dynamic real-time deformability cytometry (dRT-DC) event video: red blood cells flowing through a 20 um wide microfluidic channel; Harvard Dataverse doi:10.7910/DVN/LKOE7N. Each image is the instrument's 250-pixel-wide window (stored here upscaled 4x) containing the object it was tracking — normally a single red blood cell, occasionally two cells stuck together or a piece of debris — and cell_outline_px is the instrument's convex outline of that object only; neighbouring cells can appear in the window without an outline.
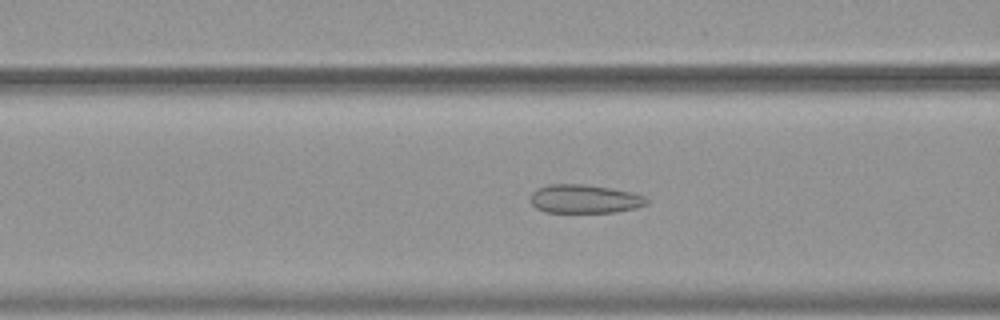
{"species": "common noctule bat (a hibernating species)", "species_latin": "Nyctalus noctula", "temperature_condition": "warm", "stored_images_in_passage": 53, "camera_frame_rate_fps": 3000, "um_per_image_px": 0.085, "animal": {"sex": "female", "body_mass_g": 19.9}, "frame": {"image": 1, "passage_image": 21, "time_ms": 6.667, "image_size_px": [1000, 320], "cell_outline_px": [[648, 204], [636, 208], [616, 212], [544, 212], [536, 208], [528, 200], [532, 192], [536, 188], [548, 184], [584, 184], [612, 188], [632, 192], [644, 196], [648, 200]], "centroid_in_image_um": [49.66, 16.9], "position_along_channel_um": 116.9, "area_um2": 19.65}}
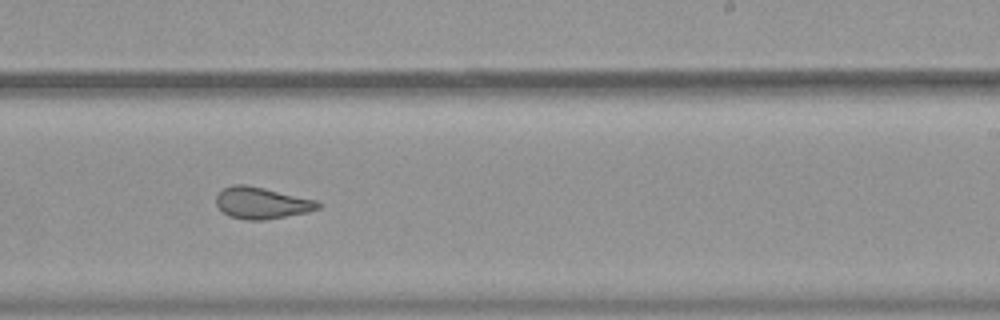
{"frame": {"image": 2, "passage_image": 33, "time_ms": 10.667, "image_size_px": [1000, 320], "cell_outline_px": [[324, 204], [320, 208], [308, 212], [264, 220], [244, 220], [228, 216], [216, 204], [216, 196], [224, 188], [232, 184], [244, 184], [264, 188], [316, 200]], "centroid_in_image_um": [22.26, 17.26], "position_along_channel_um": 266.7, "area_um2": 18.79}}
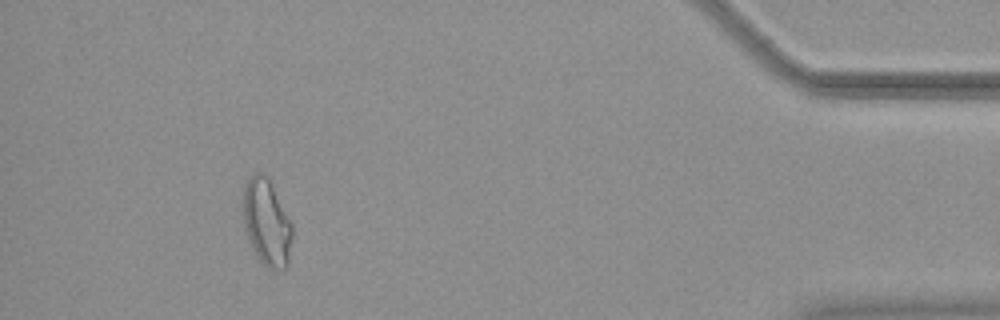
{"frame": {"image": 3, "passage_image": 49, "time_ms": 16.0, "image_size_px": [1000, 320], "cell_outline_px": [[292, 236], [288, 268], [268, 268], [256, 256], [252, 248], [244, 228], [244, 184], [256, 172], [260, 172], [268, 176], [292, 220]], "centroid_in_image_um": [22.7, 18.89], "position_along_channel_um": 412.5, "area_um2": 24.97}, "authors_computed_cell_mechanics": {"area_um2": 22.7154, "velocity_mm_per_s": 3.7593, "shape_relaxation_time_tau1_ms": 7.6802, "shape_relaxation_time_tau2_ms": 1.7191, "deformation_change_tau1": 0.1394, "deformation_change_tau2": 0.0812}}